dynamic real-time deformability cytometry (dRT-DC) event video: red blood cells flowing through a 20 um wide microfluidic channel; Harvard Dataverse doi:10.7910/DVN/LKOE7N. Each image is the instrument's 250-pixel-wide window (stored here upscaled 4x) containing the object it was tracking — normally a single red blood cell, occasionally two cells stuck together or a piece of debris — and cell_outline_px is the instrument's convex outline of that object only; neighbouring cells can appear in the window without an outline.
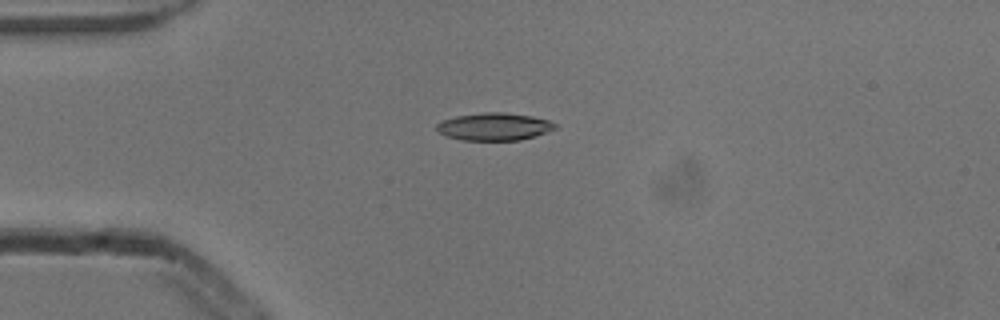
{"species": "common noctule bat (a hibernating species)", "species_latin": "Nyctalus noctula", "temperature_condition": "cold", "stored_images_in_passage": 3, "camera_frame_rate_fps": 3000, "um_per_image_px": 0.085, "animal": {"sex": "male", "body_mass_g": 13.3}, "frame": {"image": 1, "passage_image": 1, "time_ms": 0.0, "image_size_px": [1000, 320], "cell_outline_px": [[556, 128], [536, 136], [520, 140], [460, 140], [436, 132], [436, 124], [444, 120], [456, 116], [484, 112], [504, 112], [532, 116], [548, 120], [556, 124]], "centroid_in_image_um": [41.99, 10.76], "position_along_channel_um": 43.0, "area_um2": 19.02}}
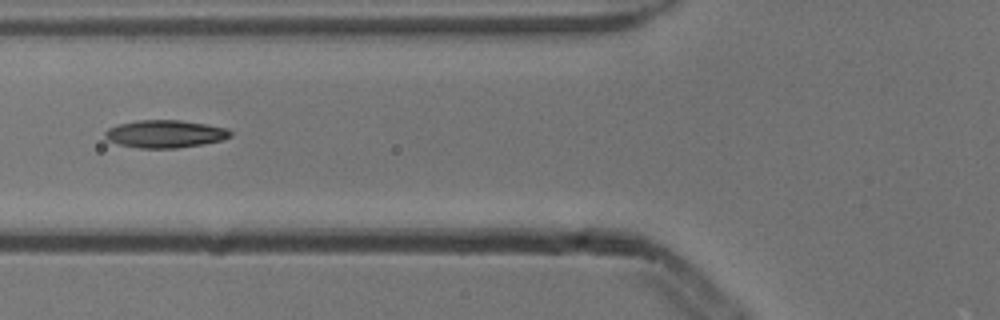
{"frame": {"image": 2, "passage_image": 3, "time_ms": 0.667, "image_size_px": [1000, 320], "cell_outline_px": [[232, 136], [220, 140], [204, 144], [176, 148], [140, 148], [116, 144], [108, 140], [104, 136], [104, 132], [108, 128], [120, 124], [136, 120], [180, 120], [208, 124], [228, 128], [232, 132]], "centroid_in_image_um": [14.04, 11.38], "position_along_channel_um": 111.8, "area_um2": 20.35}}